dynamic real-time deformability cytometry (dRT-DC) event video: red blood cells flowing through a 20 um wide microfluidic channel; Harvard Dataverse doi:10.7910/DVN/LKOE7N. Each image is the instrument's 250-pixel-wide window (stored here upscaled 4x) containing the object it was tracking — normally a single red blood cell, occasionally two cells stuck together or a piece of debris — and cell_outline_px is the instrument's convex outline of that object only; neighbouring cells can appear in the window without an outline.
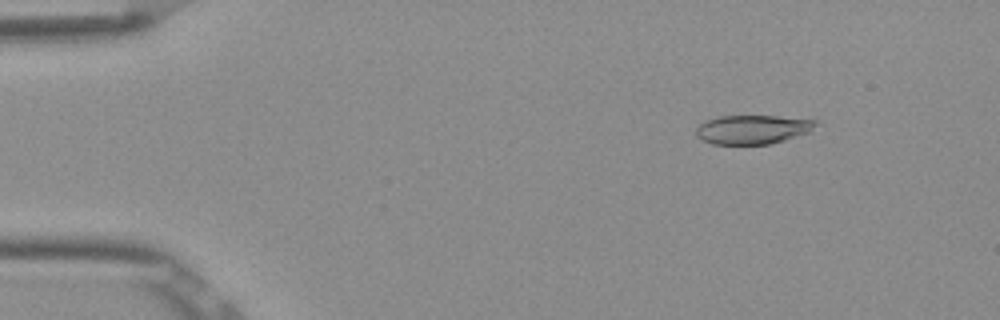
{"species": "Egyptian fruit bat (a non-hibernating species)", "species_latin": "Rousettus aegyptiacus", "temperature_condition": "room temperature", "stored_images_in_passage": 5, "camera_frame_rate_fps": 3000, "um_per_image_px": 0.085, "frame": {"image": 1, "passage_image": 2, "time_ms": 0.333, "image_size_px": [1000, 320], "cell_outline_px": [[816, 124], [808, 132], [784, 140], [768, 144], [712, 144], [696, 136], [696, 128], [700, 124], [708, 120], [720, 116], [776, 116], [816, 120]], "centroid_in_image_um": [63.94, 11.0], "position_along_channel_um": 21.1, "area_um2": 19.88}}
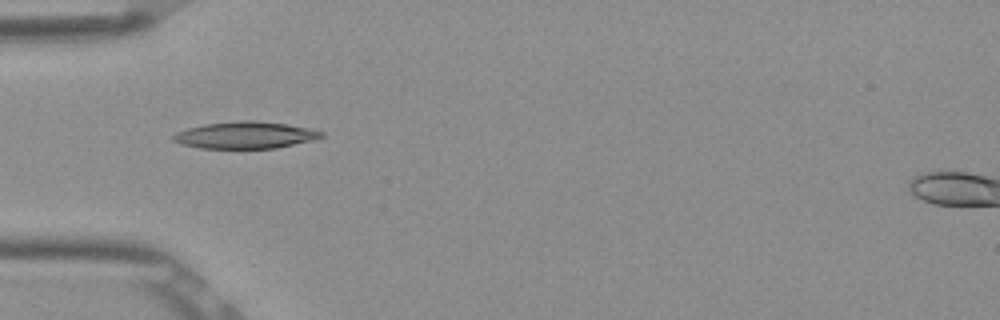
{"frame": {"image": 2, "passage_image": 5, "time_ms": 1.333, "image_size_px": [1000, 320], "cell_outline_px": [[324, 136], [312, 140], [276, 148], [200, 148], [180, 144], [172, 140], [172, 136], [176, 132], [188, 128], [204, 124], [240, 120], [252, 120], [288, 124], [308, 128], [324, 132]], "centroid_in_image_um": [20.83, 11.48], "position_along_channel_um": 64.2, "area_um2": 23.18}}